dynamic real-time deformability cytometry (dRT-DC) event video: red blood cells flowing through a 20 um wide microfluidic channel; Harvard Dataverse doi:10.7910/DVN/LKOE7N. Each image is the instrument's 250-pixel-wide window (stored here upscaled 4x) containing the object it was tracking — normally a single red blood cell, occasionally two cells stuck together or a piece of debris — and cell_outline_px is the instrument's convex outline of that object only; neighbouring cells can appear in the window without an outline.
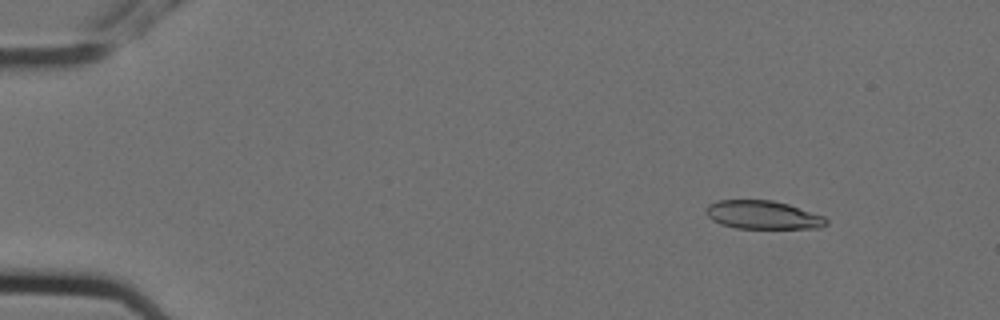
{"species": "Egyptian fruit bat (a non-hibernating species)", "species_latin": "Rousettus aegyptiacus", "temperature_condition": "cold", "stored_images_in_passage": 5, "camera_frame_rate_fps": 3000, "um_per_image_px": 0.085, "animal": {"sex": "female"}, "frame": {"image": 1, "passage_image": 2, "time_ms": 0.333, "image_size_px": [1000, 320], "cell_outline_px": [[828, 224], [820, 228], [736, 228], [720, 224], [712, 220], [708, 216], [704, 208], [708, 204], [716, 200], [772, 200], [788, 204], [824, 216], [828, 220]], "centroid_in_image_um": [64.82, 18.26], "position_along_channel_um": 20.2, "area_um2": 20.0}}
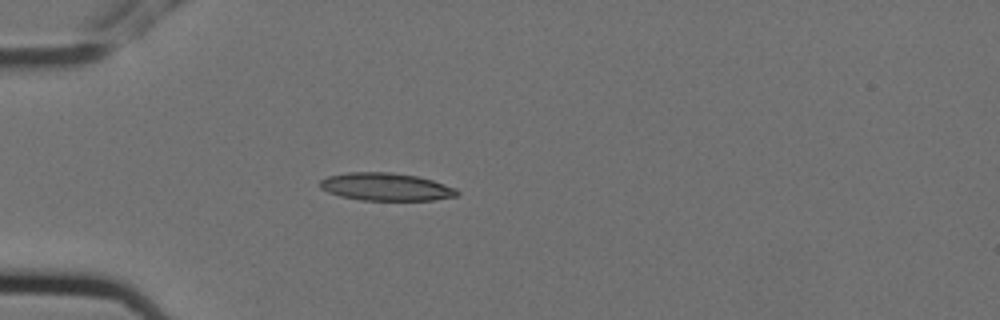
{"frame": {"image": 2, "passage_image": 5, "time_ms": 1.333, "image_size_px": [1000, 320], "cell_outline_px": [[460, 196], [432, 200], [360, 200], [340, 196], [328, 192], [320, 188], [320, 180], [328, 176], [348, 172], [392, 172], [416, 176], [432, 180], [456, 188], [460, 192]], "centroid_in_image_um": [32.82, 15.88], "position_along_channel_um": 52.2, "area_um2": 22.25}}